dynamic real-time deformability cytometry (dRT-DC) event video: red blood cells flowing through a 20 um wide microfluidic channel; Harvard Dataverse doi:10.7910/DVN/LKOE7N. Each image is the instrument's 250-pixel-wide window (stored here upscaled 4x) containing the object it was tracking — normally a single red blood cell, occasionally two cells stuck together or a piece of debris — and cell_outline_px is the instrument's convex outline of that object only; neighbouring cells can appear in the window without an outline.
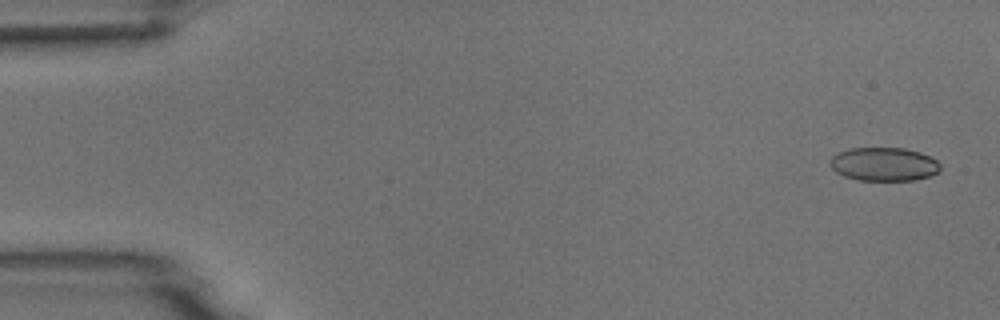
{"species": "common noctule bat (a hibernating species)", "species_latin": "Nyctalus noctula", "temperature_condition": "room temperature", "stored_images_in_passage": 4, "camera_frame_rate_fps": 3000, "um_per_image_px": 0.085, "animal": {"sex": "male", "body_mass_g": 18.8}, "frame": {"image": 1, "passage_image": 1, "time_ms": 0.0, "image_size_px": [1000, 320], "cell_outline_px": [[940, 168], [936, 172], [928, 176], [916, 180], [860, 180], [844, 176], [836, 172], [832, 168], [828, 160], [832, 156], [848, 148], [904, 148], [920, 152], [936, 160], [940, 164]], "centroid_in_image_um": [75.1, 13.95], "position_along_channel_um": 9.9, "area_um2": 21.44}}
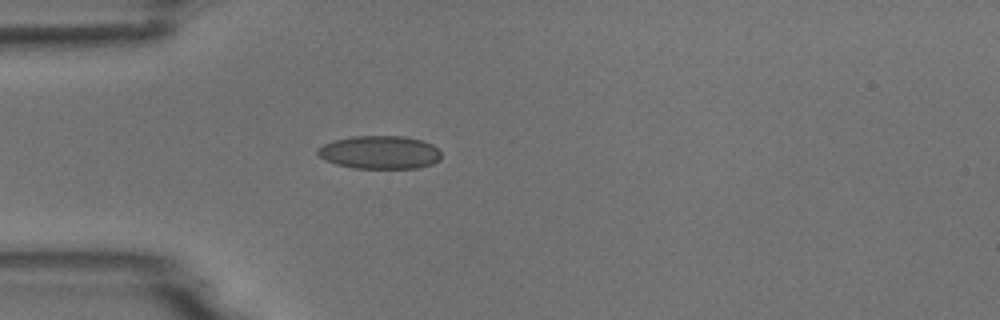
{"frame": {"image": 2, "passage_image": 4, "time_ms": 4.333, "image_size_px": [1000, 320], "cell_outline_px": [[440, 160], [432, 164], [416, 168], [352, 168], [336, 164], [324, 160], [316, 152], [324, 144], [336, 140], [352, 136], [404, 136], [420, 140], [432, 144], [440, 152]], "centroid_in_image_um": [32.28, 12.95], "position_along_channel_um": 52.7, "area_um2": 23.76}}